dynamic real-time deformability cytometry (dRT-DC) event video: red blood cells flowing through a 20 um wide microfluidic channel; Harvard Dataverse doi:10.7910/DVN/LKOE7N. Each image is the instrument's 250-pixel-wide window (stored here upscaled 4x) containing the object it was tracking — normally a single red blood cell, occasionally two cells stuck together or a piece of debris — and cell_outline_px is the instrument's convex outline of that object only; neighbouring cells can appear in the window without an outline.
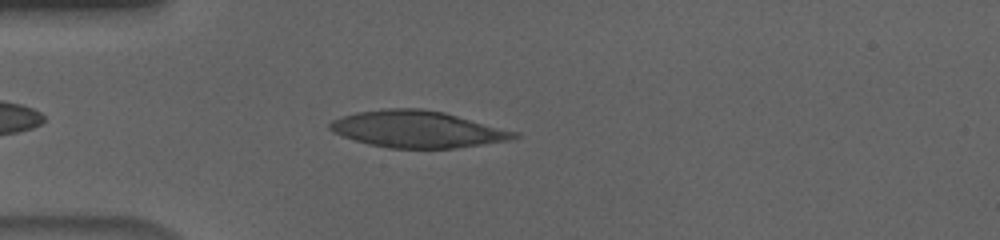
{"species": "human", "species_latin": "Homo sapiens", "temperature_condition": "cold", "stored_images_in_passage": 42, "camera_frame_rate_fps": 3000, "um_per_image_px": 0.085, "donor": {"sex": "male"}, "frame": {"image": 1, "passage_image": 5, "time_ms": 1.333, "image_size_px": [1000, 240], "cell_outline_px": [[520, 136], [508, 140], [456, 148], [388, 148], [368, 144], [332, 132], [328, 128], [328, 124], [332, 120], [356, 112], [380, 108], [420, 108], [444, 112], [520, 132]], "centroid_in_image_um": [35.48, 10.97], "position_along_channel_um": 49.5, "area_um2": 39.54}}
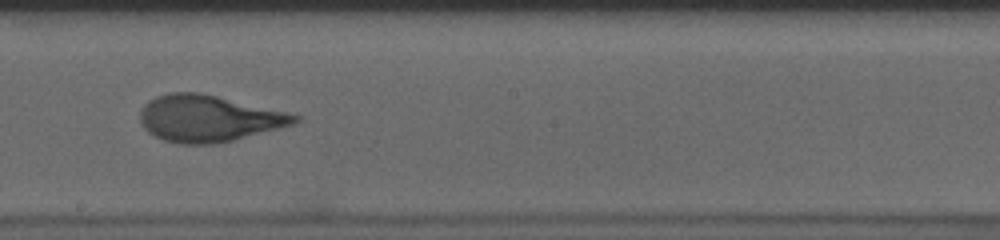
{"frame": {"image": 2, "passage_image": 21, "time_ms": 6.667, "image_size_px": [1000, 240], "cell_outline_px": [[304, 116], [300, 120], [292, 124], [232, 140], [216, 144], [180, 144], [164, 140], [148, 132], [144, 128], [140, 120], [140, 112], [144, 104], [148, 100], [156, 96], [168, 92], [200, 92], [288, 112]], "centroid_in_image_um": [17.7, 10.05], "position_along_channel_um": 230.5, "area_um2": 41.85}}
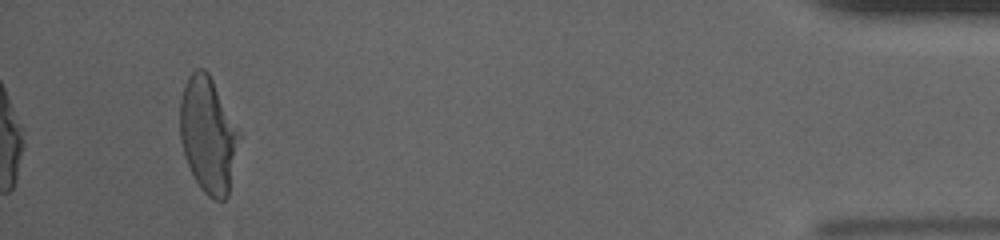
{"frame": {"image": 3, "passage_image": 42, "time_ms": 13.667, "image_size_px": [1000, 240], "cell_outline_px": [[240, 136], [228, 196], [224, 200], [212, 200], [200, 188], [184, 156], [180, 140], [180, 100], [184, 84], [188, 76], [196, 68], [204, 68], [208, 72], [240, 132]], "centroid_in_image_um": [17.67, 11.47], "position_along_channel_um": 417.5, "area_um2": 39.77}, "authors_computed_cell_mechanics": {"area_um2": 40.9513, "velocity_mm_per_s": 3.6573, "shape_relaxation_time_tau1_ms": 4.9747, "shape_relaxation_time_tau2_ms": 0.925, "deformation_change_tau1": 0.2064, "deformation_change_tau2": 0.0657}}